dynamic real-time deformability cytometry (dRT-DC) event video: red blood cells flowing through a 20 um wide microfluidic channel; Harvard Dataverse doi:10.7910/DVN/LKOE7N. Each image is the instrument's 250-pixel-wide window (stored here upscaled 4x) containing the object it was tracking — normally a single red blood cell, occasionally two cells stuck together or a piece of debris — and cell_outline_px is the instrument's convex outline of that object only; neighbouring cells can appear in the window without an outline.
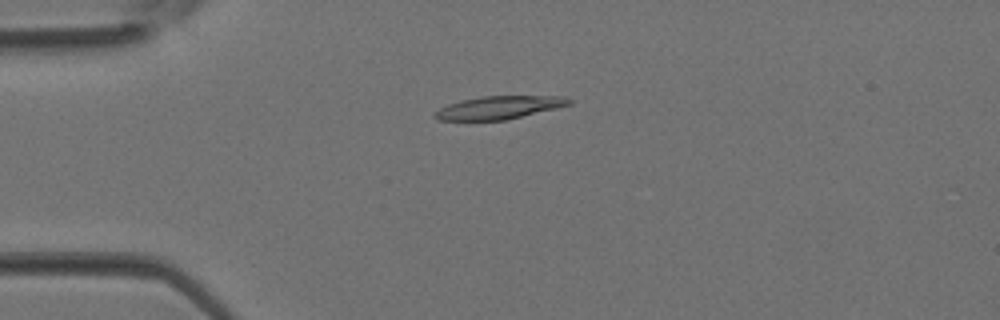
{"species": "Egyptian fruit bat (a non-hibernating species)", "species_latin": "Rousettus aegyptiacus", "temperature_condition": "room temperature", "stored_images_in_passage": 3, "camera_frame_rate_fps": 3000, "um_per_image_px": 0.085, "animal": {"sex": "female"}, "frame": {"image": 1, "passage_image": 3, "time_ms": 0.667, "image_size_px": [1000, 320], "cell_outline_px": [[572, 104], [508, 120], [436, 120], [432, 116], [432, 112], [448, 104], [460, 100], [480, 96], [564, 96], [572, 100]], "centroid_in_image_um": [42.38, 9.14], "position_along_channel_um": 42.6, "area_um2": 18.21}}